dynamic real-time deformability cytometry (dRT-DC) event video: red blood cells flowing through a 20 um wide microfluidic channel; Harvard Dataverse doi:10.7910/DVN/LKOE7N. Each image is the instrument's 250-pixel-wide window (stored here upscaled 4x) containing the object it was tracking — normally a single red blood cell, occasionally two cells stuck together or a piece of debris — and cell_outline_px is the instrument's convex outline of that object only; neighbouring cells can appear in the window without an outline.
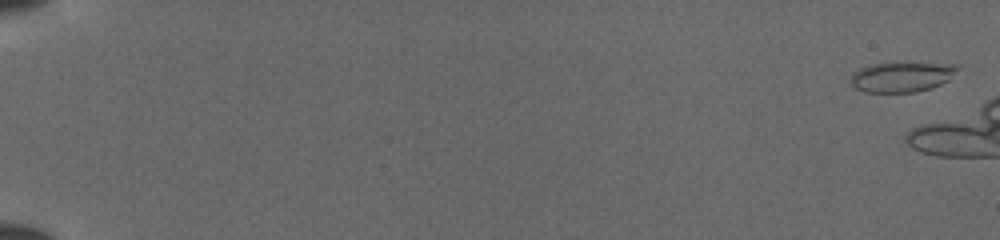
{"species": "common noctule bat (a hibernating species)", "species_latin": "Nyctalus noctula", "temperature_condition": "cold", "stored_images_in_passage": 15, "camera_frame_rate_fps": 3000, "um_per_image_px": 0.085, "animal": {"sex": "female", "body_mass_g": 19.5, "forearm_length_mm": 54.1}, "frame": {"image": 1, "passage_image": 1, "time_ms": 0.0, "image_size_px": [1000, 240], "cell_outline_px": [[960, 68], [948, 80], [932, 88], [916, 92], [864, 92], [856, 88], [852, 84], [852, 72], [860, 68], [872, 64], [960, 64]], "centroid_in_image_um": [76.67, 6.55], "position_along_channel_um": 8.3, "area_um2": 18.32}}